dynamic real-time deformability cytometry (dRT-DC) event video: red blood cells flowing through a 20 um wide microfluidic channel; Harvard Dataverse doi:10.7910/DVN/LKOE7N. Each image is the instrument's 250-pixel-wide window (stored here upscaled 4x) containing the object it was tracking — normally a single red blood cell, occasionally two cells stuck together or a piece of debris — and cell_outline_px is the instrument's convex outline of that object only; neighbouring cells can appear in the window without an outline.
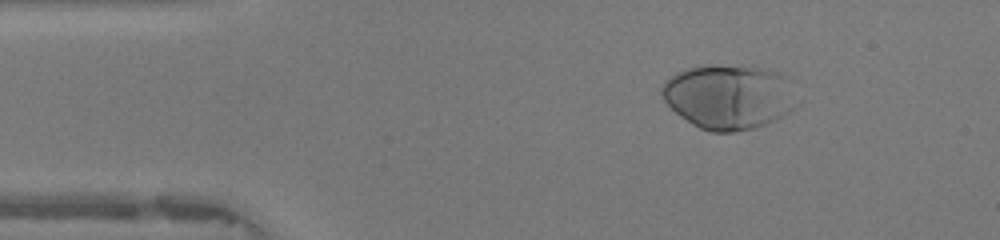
{"species": "human", "species_latin": "Homo sapiens", "temperature_condition": "warm", "stored_images_in_passage": 43, "camera_frame_rate_fps": 3000, "um_per_image_px": 0.085, "donor": {"sex": "female"}, "frame": {"image": 1, "passage_image": 2, "time_ms": 0.333, "image_size_px": [1000, 240], "cell_outline_px": [[796, 104], [792, 108], [780, 116], [764, 124], [752, 128], [732, 132], [712, 132], [700, 128], [692, 124], [680, 116], [664, 100], [660, 92], [660, 88], [664, 80], [676, 72], [684, 68], [696, 64], [720, 64], [768, 68], [784, 76]], "centroid_in_image_um": [61.83, 8.18], "position_along_channel_um": 23.2, "area_um2": 50.75}}
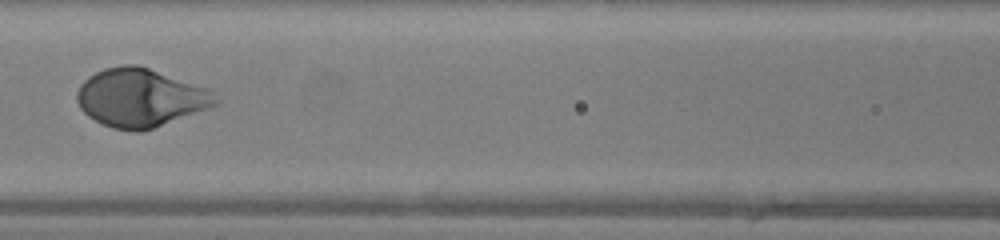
{"frame": {"image": 2, "passage_image": 16, "time_ms": 5.0, "image_size_px": [1000, 240], "cell_outline_px": [[220, 100], [216, 104], [208, 108], [152, 128], [140, 132], [136, 132], [112, 128], [88, 116], [80, 108], [76, 100], [76, 92], [80, 84], [88, 76], [104, 68], [120, 64], [136, 64], [212, 88]], "centroid_in_image_um": [11.94, 8.28], "position_along_channel_um": 154.7, "area_um2": 47.4}}
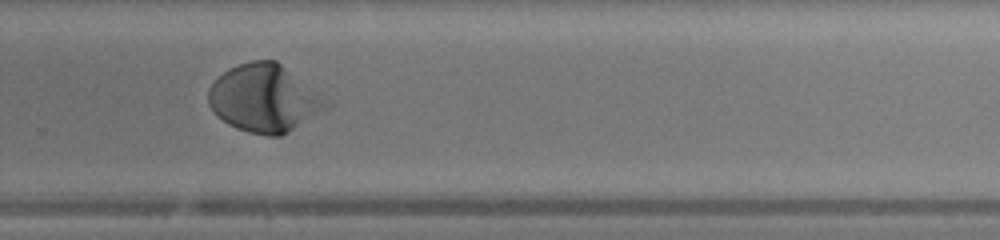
{"frame": {"image": 3, "passage_image": 27, "time_ms": 8.667, "image_size_px": [1000, 240], "cell_outline_px": [[332, 104], [328, 108], [288, 132], [280, 136], [268, 136], [248, 132], [236, 128], [228, 124], [216, 116], [212, 112], [208, 104], [208, 88], [228, 68], [252, 60], [276, 60]], "centroid_in_image_um": [22.43, 8.37], "position_along_channel_um": 307.4, "area_um2": 46.07}}